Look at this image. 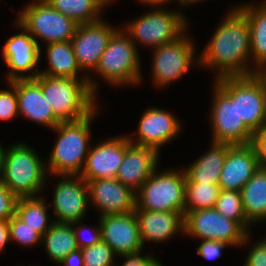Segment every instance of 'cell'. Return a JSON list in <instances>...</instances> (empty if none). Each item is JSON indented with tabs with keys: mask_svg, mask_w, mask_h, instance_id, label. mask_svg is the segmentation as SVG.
I'll list each match as a JSON object with an SVG mask.
<instances>
[{
	"mask_svg": "<svg viewBox=\"0 0 266 266\" xmlns=\"http://www.w3.org/2000/svg\"><path fill=\"white\" fill-rule=\"evenodd\" d=\"M19 117L53 129L61 121L43 96L41 86L34 79L15 80Z\"/></svg>",
	"mask_w": 266,
	"mask_h": 266,
	"instance_id": "7402d4cb",
	"label": "cell"
},
{
	"mask_svg": "<svg viewBox=\"0 0 266 266\" xmlns=\"http://www.w3.org/2000/svg\"><path fill=\"white\" fill-rule=\"evenodd\" d=\"M202 1H205V0H179V5L184 6V7L185 6L189 7L192 4L194 5V4L200 3Z\"/></svg>",
	"mask_w": 266,
	"mask_h": 266,
	"instance_id": "f6af8a7d",
	"label": "cell"
},
{
	"mask_svg": "<svg viewBox=\"0 0 266 266\" xmlns=\"http://www.w3.org/2000/svg\"><path fill=\"white\" fill-rule=\"evenodd\" d=\"M239 9L249 23L252 68L257 72L266 63V0L259 5L244 3Z\"/></svg>",
	"mask_w": 266,
	"mask_h": 266,
	"instance_id": "d4e9b609",
	"label": "cell"
},
{
	"mask_svg": "<svg viewBox=\"0 0 266 266\" xmlns=\"http://www.w3.org/2000/svg\"><path fill=\"white\" fill-rule=\"evenodd\" d=\"M257 74L262 78L266 86V63L257 70Z\"/></svg>",
	"mask_w": 266,
	"mask_h": 266,
	"instance_id": "bcb514c9",
	"label": "cell"
},
{
	"mask_svg": "<svg viewBox=\"0 0 266 266\" xmlns=\"http://www.w3.org/2000/svg\"><path fill=\"white\" fill-rule=\"evenodd\" d=\"M213 81L237 103L239 117L253 133L266 123V86L257 73Z\"/></svg>",
	"mask_w": 266,
	"mask_h": 266,
	"instance_id": "ba28073f",
	"label": "cell"
},
{
	"mask_svg": "<svg viewBox=\"0 0 266 266\" xmlns=\"http://www.w3.org/2000/svg\"><path fill=\"white\" fill-rule=\"evenodd\" d=\"M159 159L160 154L153 148L129 143L115 178L137 192L158 167Z\"/></svg>",
	"mask_w": 266,
	"mask_h": 266,
	"instance_id": "44dd1931",
	"label": "cell"
},
{
	"mask_svg": "<svg viewBox=\"0 0 266 266\" xmlns=\"http://www.w3.org/2000/svg\"><path fill=\"white\" fill-rule=\"evenodd\" d=\"M17 200L0 178V220H9L15 215Z\"/></svg>",
	"mask_w": 266,
	"mask_h": 266,
	"instance_id": "8d00e7d4",
	"label": "cell"
},
{
	"mask_svg": "<svg viewBox=\"0 0 266 266\" xmlns=\"http://www.w3.org/2000/svg\"><path fill=\"white\" fill-rule=\"evenodd\" d=\"M240 192L246 219L253 225L266 221V168H259Z\"/></svg>",
	"mask_w": 266,
	"mask_h": 266,
	"instance_id": "4316f807",
	"label": "cell"
},
{
	"mask_svg": "<svg viewBox=\"0 0 266 266\" xmlns=\"http://www.w3.org/2000/svg\"><path fill=\"white\" fill-rule=\"evenodd\" d=\"M53 8L78 24L93 23L102 18L105 7L99 0H46Z\"/></svg>",
	"mask_w": 266,
	"mask_h": 266,
	"instance_id": "f546056e",
	"label": "cell"
},
{
	"mask_svg": "<svg viewBox=\"0 0 266 266\" xmlns=\"http://www.w3.org/2000/svg\"><path fill=\"white\" fill-rule=\"evenodd\" d=\"M231 246L223 241L201 240L196 252L206 260H215L221 257L222 250Z\"/></svg>",
	"mask_w": 266,
	"mask_h": 266,
	"instance_id": "74e56055",
	"label": "cell"
},
{
	"mask_svg": "<svg viewBox=\"0 0 266 266\" xmlns=\"http://www.w3.org/2000/svg\"><path fill=\"white\" fill-rule=\"evenodd\" d=\"M170 1H173V0H139V2H141V4H145L144 6H152V8H153V6H154V8L155 7H157V6H164V4H168V2H170ZM176 2L177 3H179V0H176Z\"/></svg>",
	"mask_w": 266,
	"mask_h": 266,
	"instance_id": "ee69618b",
	"label": "cell"
},
{
	"mask_svg": "<svg viewBox=\"0 0 266 266\" xmlns=\"http://www.w3.org/2000/svg\"><path fill=\"white\" fill-rule=\"evenodd\" d=\"M221 215L236 221L248 234L252 224L246 219L240 191L222 190L214 207Z\"/></svg>",
	"mask_w": 266,
	"mask_h": 266,
	"instance_id": "1f68e13d",
	"label": "cell"
},
{
	"mask_svg": "<svg viewBox=\"0 0 266 266\" xmlns=\"http://www.w3.org/2000/svg\"><path fill=\"white\" fill-rule=\"evenodd\" d=\"M220 191L218 184L186 182L185 214L189 211L214 208Z\"/></svg>",
	"mask_w": 266,
	"mask_h": 266,
	"instance_id": "4dcf8cb0",
	"label": "cell"
},
{
	"mask_svg": "<svg viewBox=\"0 0 266 266\" xmlns=\"http://www.w3.org/2000/svg\"><path fill=\"white\" fill-rule=\"evenodd\" d=\"M99 1L103 4L104 7H107L110 4H112L113 1L115 2L116 0H99Z\"/></svg>",
	"mask_w": 266,
	"mask_h": 266,
	"instance_id": "c3c4849f",
	"label": "cell"
},
{
	"mask_svg": "<svg viewBox=\"0 0 266 266\" xmlns=\"http://www.w3.org/2000/svg\"><path fill=\"white\" fill-rule=\"evenodd\" d=\"M260 168L256 153L249 144L231 145L219 176L222 190L241 191Z\"/></svg>",
	"mask_w": 266,
	"mask_h": 266,
	"instance_id": "ffe728a7",
	"label": "cell"
},
{
	"mask_svg": "<svg viewBox=\"0 0 266 266\" xmlns=\"http://www.w3.org/2000/svg\"><path fill=\"white\" fill-rule=\"evenodd\" d=\"M129 143L128 135H120L105 139L94 147L91 146L80 176L86 182L115 178Z\"/></svg>",
	"mask_w": 266,
	"mask_h": 266,
	"instance_id": "ac0fdd59",
	"label": "cell"
},
{
	"mask_svg": "<svg viewBox=\"0 0 266 266\" xmlns=\"http://www.w3.org/2000/svg\"><path fill=\"white\" fill-rule=\"evenodd\" d=\"M84 266H115L116 254L112 248L102 240L92 246L81 249Z\"/></svg>",
	"mask_w": 266,
	"mask_h": 266,
	"instance_id": "836d02e7",
	"label": "cell"
},
{
	"mask_svg": "<svg viewBox=\"0 0 266 266\" xmlns=\"http://www.w3.org/2000/svg\"><path fill=\"white\" fill-rule=\"evenodd\" d=\"M184 234L201 240L223 241L232 247L247 245L251 234L215 208L189 211L184 215Z\"/></svg>",
	"mask_w": 266,
	"mask_h": 266,
	"instance_id": "8fae6325",
	"label": "cell"
},
{
	"mask_svg": "<svg viewBox=\"0 0 266 266\" xmlns=\"http://www.w3.org/2000/svg\"><path fill=\"white\" fill-rule=\"evenodd\" d=\"M62 266H84L83 255L80 248L70 252L64 257V259L58 264Z\"/></svg>",
	"mask_w": 266,
	"mask_h": 266,
	"instance_id": "b9f144b4",
	"label": "cell"
},
{
	"mask_svg": "<svg viewBox=\"0 0 266 266\" xmlns=\"http://www.w3.org/2000/svg\"><path fill=\"white\" fill-rule=\"evenodd\" d=\"M250 144L256 153L260 168H266V123L253 133Z\"/></svg>",
	"mask_w": 266,
	"mask_h": 266,
	"instance_id": "f35d334b",
	"label": "cell"
},
{
	"mask_svg": "<svg viewBox=\"0 0 266 266\" xmlns=\"http://www.w3.org/2000/svg\"><path fill=\"white\" fill-rule=\"evenodd\" d=\"M83 221L84 219L71 223L77 246L80 249L97 244L102 240L100 223L94 226V229H90L86 224H83ZM85 232H87L88 237L85 236Z\"/></svg>",
	"mask_w": 266,
	"mask_h": 266,
	"instance_id": "d590c367",
	"label": "cell"
},
{
	"mask_svg": "<svg viewBox=\"0 0 266 266\" xmlns=\"http://www.w3.org/2000/svg\"><path fill=\"white\" fill-rule=\"evenodd\" d=\"M42 196L19 198L15 211V214L41 237L54 224L53 217L51 220L49 219V204H47L46 198Z\"/></svg>",
	"mask_w": 266,
	"mask_h": 266,
	"instance_id": "f1b7e54d",
	"label": "cell"
},
{
	"mask_svg": "<svg viewBox=\"0 0 266 266\" xmlns=\"http://www.w3.org/2000/svg\"><path fill=\"white\" fill-rule=\"evenodd\" d=\"M139 51L120 27L109 39L95 73L112 86H134L142 82Z\"/></svg>",
	"mask_w": 266,
	"mask_h": 266,
	"instance_id": "5b68a950",
	"label": "cell"
},
{
	"mask_svg": "<svg viewBox=\"0 0 266 266\" xmlns=\"http://www.w3.org/2000/svg\"><path fill=\"white\" fill-rule=\"evenodd\" d=\"M9 236L10 242H16L15 244L25 247L42 243V237L16 214L9 219Z\"/></svg>",
	"mask_w": 266,
	"mask_h": 266,
	"instance_id": "d6a6232c",
	"label": "cell"
},
{
	"mask_svg": "<svg viewBox=\"0 0 266 266\" xmlns=\"http://www.w3.org/2000/svg\"><path fill=\"white\" fill-rule=\"evenodd\" d=\"M99 106L89 115L75 121L60 122L52 131L57 140L49 155L46 170L49 176L80 175L91 147V124ZM98 110V111H97Z\"/></svg>",
	"mask_w": 266,
	"mask_h": 266,
	"instance_id": "7a4b0ae2",
	"label": "cell"
},
{
	"mask_svg": "<svg viewBox=\"0 0 266 266\" xmlns=\"http://www.w3.org/2000/svg\"><path fill=\"white\" fill-rule=\"evenodd\" d=\"M185 14L178 10L157 8L123 25V31L137 46H148L155 49L162 44L170 43L180 37L188 28ZM143 44V45H142Z\"/></svg>",
	"mask_w": 266,
	"mask_h": 266,
	"instance_id": "52a82bcc",
	"label": "cell"
},
{
	"mask_svg": "<svg viewBox=\"0 0 266 266\" xmlns=\"http://www.w3.org/2000/svg\"><path fill=\"white\" fill-rule=\"evenodd\" d=\"M210 112L212 142L230 145L249 144L253 132L245 125L237 111V103L214 82Z\"/></svg>",
	"mask_w": 266,
	"mask_h": 266,
	"instance_id": "4fadbf2b",
	"label": "cell"
},
{
	"mask_svg": "<svg viewBox=\"0 0 266 266\" xmlns=\"http://www.w3.org/2000/svg\"><path fill=\"white\" fill-rule=\"evenodd\" d=\"M9 89H0V121L14 120L19 115L15 80L6 82Z\"/></svg>",
	"mask_w": 266,
	"mask_h": 266,
	"instance_id": "e575fe53",
	"label": "cell"
},
{
	"mask_svg": "<svg viewBox=\"0 0 266 266\" xmlns=\"http://www.w3.org/2000/svg\"><path fill=\"white\" fill-rule=\"evenodd\" d=\"M89 205L99 211V217L135 211L136 192L116 178L95 179L87 182Z\"/></svg>",
	"mask_w": 266,
	"mask_h": 266,
	"instance_id": "e0dca14e",
	"label": "cell"
},
{
	"mask_svg": "<svg viewBox=\"0 0 266 266\" xmlns=\"http://www.w3.org/2000/svg\"><path fill=\"white\" fill-rule=\"evenodd\" d=\"M46 254L54 263H60L66 255L78 248L71 223H57L42 237Z\"/></svg>",
	"mask_w": 266,
	"mask_h": 266,
	"instance_id": "83f0119b",
	"label": "cell"
},
{
	"mask_svg": "<svg viewBox=\"0 0 266 266\" xmlns=\"http://www.w3.org/2000/svg\"><path fill=\"white\" fill-rule=\"evenodd\" d=\"M4 146L2 145V143L0 142V160H1V152H2V148H3Z\"/></svg>",
	"mask_w": 266,
	"mask_h": 266,
	"instance_id": "681fc988",
	"label": "cell"
},
{
	"mask_svg": "<svg viewBox=\"0 0 266 266\" xmlns=\"http://www.w3.org/2000/svg\"><path fill=\"white\" fill-rule=\"evenodd\" d=\"M45 47L48 67L45 70H40L39 74L50 77L88 79L78 66L71 41L53 42L46 44ZM80 72L83 73V76L79 75Z\"/></svg>",
	"mask_w": 266,
	"mask_h": 266,
	"instance_id": "484cf974",
	"label": "cell"
},
{
	"mask_svg": "<svg viewBox=\"0 0 266 266\" xmlns=\"http://www.w3.org/2000/svg\"><path fill=\"white\" fill-rule=\"evenodd\" d=\"M18 14L16 21L31 34L39 47L38 39L46 44L71 41L79 25L46 0L29 1Z\"/></svg>",
	"mask_w": 266,
	"mask_h": 266,
	"instance_id": "9c48e42d",
	"label": "cell"
},
{
	"mask_svg": "<svg viewBox=\"0 0 266 266\" xmlns=\"http://www.w3.org/2000/svg\"><path fill=\"white\" fill-rule=\"evenodd\" d=\"M186 32L188 29L176 40L153 49L151 77L154 86L164 88L182 79L192 65L199 66L195 44Z\"/></svg>",
	"mask_w": 266,
	"mask_h": 266,
	"instance_id": "30bf717a",
	"label": "cell"
},
{
	"mask_svg": "<svg viewBox=\"0 0 266 266\" xmlns=\"http://www.w3.org/2000/svg\"><path fill=\"white\" fill-rule=\"evenodd\" d=\"M230 146V144L211 141L210 149L184 169L186 182L218 184Z\"/></svg>",
	"mask_w": 266,
	"mask_h": 266,
	"instance_id": "cb8c5ba5",
	"label": "cell"
},
{
	"mask_svg": "<svg viewBox=\"0 0 266 266\" xmlns=\"http://www.w3.org/2000/svg\"><path fill=\"white\" fill-rule=\"evenodd\" d=\"M102 241L119 256L144 248L135 212L99 217Z\"/></svg>",
	"mask_w": 266,
	"mask_h": 266,
	"instance_id": "d6986e66",
	"label": "cell"
},
{
	"mask_svg": "<svg viewBox=\"0 0 266 266\" xmlns=\"http://www.w3.org/2000/svg\"><path fill=\"white\" fill-rule=\"evenodd\" d=\"M147 266H163V264L155 257Z\"/></svg>",
	"mask_w": 266,
	"mask_h": 266,
	"instance_id": "7dc6e473",
	"label": "cell"
},
{
	"mask_svg": "<svg viewBox=\"0 0 266 266\" xmlns=\"http://www.w3.org/2000/svg\"><path fill=\"white\" fill-rule=\"evenodd\" d=\"M8 242H10L9 220H0V253Z\"/></svg>",
	"mask_w": 266,
	"mask_h": 266,
	"instance_id": "7bdbcfd3",
	"label": "cell"
},
{
	"mask_svg": "<svg viewBox=\"0 0 266 266\" xmlns=\"http://www.w3.org/2000/svg\"><path fill=\"white\" fill-rule=\"evenodd\" d=\"M34 80L41 86L44 98L61 122L82 119L98 106L97 96L88 79L50 77L38 74Z\"/></svg>",
	"mask_w": 266,
	"mask_h": 266,
	"instance_id": "277c9868",
	"label": "cell"
},
{
	"mask_svg": "<svg viewBox=\"0 0 266 266\" xmlns=\"http://www.w3.org/2000/svg\"><path fill=\"white\" fill-rule=\"evenodd\" d=\"M143 250L119 255V257L123 258L124 262L121 265L117 264L115 266H147L155 256L149 254L143 255Z\"/></svg>",
	"mask_w": 266,
	"mask_h": 266,
	"instance_id": "60d3db41",
	"label": "cell"
},
{
	"mask_svg": "<svg viewBox=\"0 0 266 266\" xmlns=\"http://www.w3.org/2000/svg\"><path fill=\"white\" fill-rule=\"evenodd\" d=\"M51 209L54 222L72 223L85 218L89 208L87 182L80 175H57Z\"/></svg>",
	"mask_w": 266,
	"mask_h": 266,
	"instance_id": "9a60e30c",
	"label": "cell"
},
{
	"mask_svg": "<svg viewBox=\"0 0 266 266\" xmlns=\"http://www.w3.org/2000/svg\"><path fill=\"white\" fill-rule=\"evenodd\" d=\"M158 167L136 192L135 210L181 212L185 215L186 175L182 170Z\"/></svg>",
	"mask_w": 266,
	"mask_h": 266,
	"instance_id": "8992f818",
	"label": "cell"
},
{
	"mask_svg": "<svg viewBox=\"0 0 266 266\" xmlns=\"http://www.w3.org/2000/svg\"><path fill=\"white\" fill-rule=\"evenodd\" d=\"M118 29L119 27L111 26L109 22L101 19L93 23L79 24L71 39L78 66L88 77L89 87L95 95L98 94V83L88 72L95 71L109 39Z\"/></svg>",
	"mask_w": 266,
	"mask_h": 266,
	"instance_id": "7c38bea8",
	"label": "cell"
},
{
	"mask_svg": "<svg viewBox=\"0 0 266 266\" xmlns=\"http://www.w3.org/2000/svg\"><path fill=\"white\" fill-rule=\"evenodd\" d=\"M37 153L24 142L2 148L0 178L17 199L40 196L46 185V163Z\"/></svg>",
	"mask_w": 266,
	"mask_h": 266,
	"instance_id": "3957f363",
	"label": "cell"
},
{
	"mask_svg": "<svg viewBox=\"0 0 266 266\" xmlns=\"http://www.w3.org/2000/svg\"><path fill=\"white\" fill-rule=\"evenodd\" d=\"M239 7L225 13L199 54V67L215 71L214 80L257 73L251 66L249 23Z\"/></svg>",
	"mask_w": 266,
	"mask_h": 266,
	"instance_id": "6da1fadb",
	"label": "cell"
},
{
	"mask_svg": "<svg viewBox=\"0 0 266 266\" xmlns=\"http://www.w3.org/2000/svg\"><path fill=\"white\" fill-rule=\"evenodd\" d=\"M143 246L147 242L164 243L175 234L184 235V214L181 212H160L135 210Z\"/></svg>",
	"mask_w": 266,
	"mask_h": 266,
	"instance_id": "603a6c76",
	"label": "cell"
},
{
	"mask_svg": "<svg viewBox=\"0 0 266 266\" xmlns=\"http://www.w3.org/2000/svg\"><path fill=\"white\" fill-rule=\"evenodd\" d=\"M14 24L21 32L9 37L2 48V57L9 69V73L7 72L5 77L6 82L18 79H34L40 73L37 66L43 50L22 25L17 21Z\"/></svg>",
	"mask_w": 266,
	"mask_h": 266,
	"instance_id": "5bb4252c",
	"label": "cell"
},
{
	"mask_svg": "<svg viewBox=\"0 0 266 266\" xmlns=\"http://www.w3.org/2000/svg\"><path fill=\"white\" fill-rule=\"evenodd\" d=\"M182 123L174 114L161 108L149 107L145 109L139 120L137 130L134 132L137 138H128L130 143L151 147L161 154L163 145L173 141L179 136Z\"/></svg>",
	"mask_w": 266,
	"mask_h": 266,
	"instance_id": "2e32d148",
	"label": "cell"
},
{
	"mask_svg": "<svg viewBox=\"0 0 266 266\" xmlns=\"http://www.w3.org/2000/svg\"><path fill=\"white\" fill-rule=\"evenodd\" d=\"M243 266H266V236L253 243Z\"/></svg>",
	"mask_w": 266,
	"mask_h": 266,
	"instance_id": "ab89813d",
	"label": "cell"
}]
</instances>
